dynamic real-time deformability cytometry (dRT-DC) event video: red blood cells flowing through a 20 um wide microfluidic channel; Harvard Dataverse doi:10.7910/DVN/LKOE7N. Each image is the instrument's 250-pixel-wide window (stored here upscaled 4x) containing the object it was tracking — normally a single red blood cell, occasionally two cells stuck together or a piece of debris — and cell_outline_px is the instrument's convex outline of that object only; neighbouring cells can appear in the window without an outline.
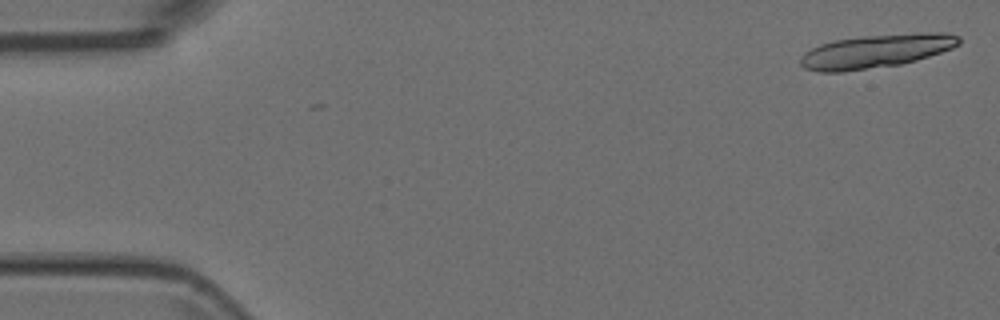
{"species": "Egyptian fruit bat (a non-hibernating species)", "species_latin": "Rousettus aegyptiacus", "temperature_condition": "room temperature", "stored_images_in_passage": 5, "camera_frame_rate_fps": 3000, "um_per_image_px": 0.085, "animal": {"sex": "female"}, "frame": {"image": 1, "passage_image": 1, "time_ms": 0.0, "image_size_px": [1000, 320], "cell_outline_px": [[960, 44], [952, 48], [916, 60], [900, 64], [840, 72], [820, 72], [804, 68], [800, 64], [800, 56], [804, 52], [820, 44], [832, 40], [860, 36], [912, 32], [948, 32], [960, 36]], "centroid_in_image_um": [74.46, 4.32], "position_along_channel_um": 10.5, "area_um2": 31.27}}